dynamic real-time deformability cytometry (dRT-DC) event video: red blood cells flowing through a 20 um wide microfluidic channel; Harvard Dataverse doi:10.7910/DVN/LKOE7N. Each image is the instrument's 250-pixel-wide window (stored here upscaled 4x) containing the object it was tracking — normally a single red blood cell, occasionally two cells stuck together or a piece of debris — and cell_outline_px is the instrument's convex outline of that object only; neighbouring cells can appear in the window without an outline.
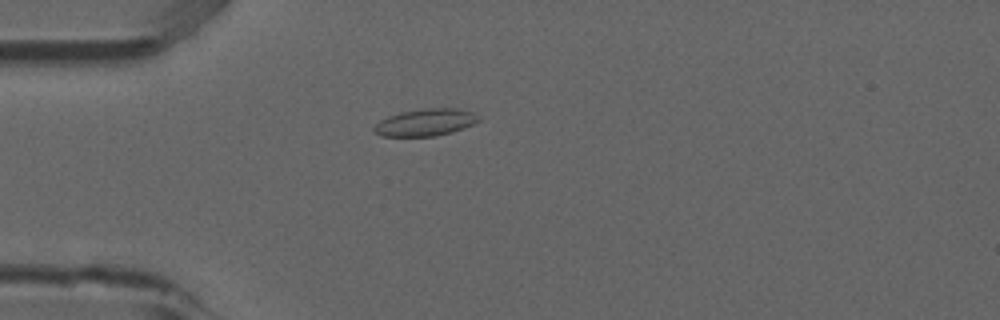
{"species": "common noctule bat (a hibernating species)", "species_latin": "Nyctalus noctula", "temperature_condition": "room temperature", "stored_images_in_passage": 2, "camera_frame_rate_fps": 3000, "um_per_image_px": 0.085, "animal": {"sex": "male", "forearm_length_mm": 52.5}, "frame": {"image": 1, "passage_image": 2, "time_ms": 0.333, "image_size_px": [1000, 320], "cell_outline_px": [[480, 120], [464, 128], [452, 132], [436, 136], [380, 136], [372, 128], [380, 120], [388, 116], [400, 112], [424, 108], [460, 108], [472, 112], [480, 116]], "centroid_in_image_um": [36.18, 10.39], "position_along_channel_um": 48.8, "area_um2": 16.59}}